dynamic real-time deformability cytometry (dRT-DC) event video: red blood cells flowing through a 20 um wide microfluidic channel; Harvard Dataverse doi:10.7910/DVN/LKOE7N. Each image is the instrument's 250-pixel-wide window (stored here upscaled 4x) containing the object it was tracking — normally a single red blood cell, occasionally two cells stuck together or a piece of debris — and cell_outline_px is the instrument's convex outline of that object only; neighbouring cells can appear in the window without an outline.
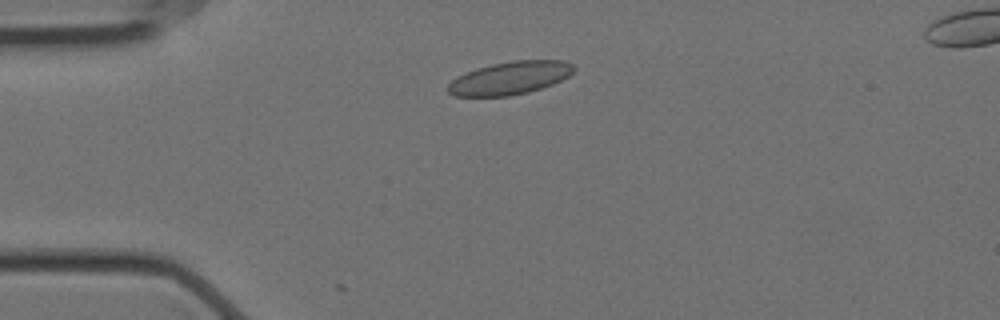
{"species": "Egyptian fruit bat (a non-hibernating species)", "species_latin": "Rousettus aegyptiacus", "temperature_condition": "cold", "stored_images_in_passage": 12, "camera_frame_rate_fps": 3000, "um_per_image_px": 0.085, "animal": {"sex": "female"}, "frame": {"image": 1, "passage_image": 9, "time_ms": 2.667, "image_size_px": [1000, 320], "cell_outline_px": [[576, 68], [568, 76], [552, 84], [528, 92], [508, 96], [456, 96], [448, 92], [448, 84], [456, 76], [464, 72], [476, 68], [492, 64], [512, 60], [564, 60], [572, 64]], "centroid_in_image_um": [43.32, 6.62], "position_along_channel_um": 41.7, "area_um2": 24.16}}